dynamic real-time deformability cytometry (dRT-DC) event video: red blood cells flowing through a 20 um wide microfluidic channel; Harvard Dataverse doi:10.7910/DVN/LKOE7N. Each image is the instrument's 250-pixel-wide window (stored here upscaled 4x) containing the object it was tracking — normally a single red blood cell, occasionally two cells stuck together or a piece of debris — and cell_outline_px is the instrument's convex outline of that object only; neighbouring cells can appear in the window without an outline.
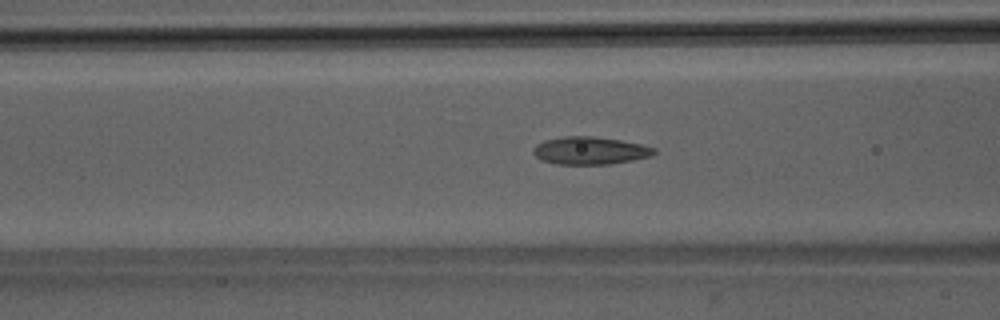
{"species": "Egyptian fruit bat (a non-hibernating species)", "species_latin": "Rousettus aegyptiacus", "temperature_condition": "room temperature", "stored_images_in_passage": 46, "camera_frame_rate_fps": 3000, "um_per_image_px": 0.085, "animal": {"sex": "male"}, "frame": {"image": 1, "passage_image": 16, "time_ms": 5.0, "image_size_px": [1000, 320], "cell_outline_px": [[656, 152], [652, 156], [612, 164], [556, 164], [540, 160], [532, 152], [532, 148], [536, 144], [544, 140], [564, 136], [592, 136], [620, 140], [640, 144], [656, 148]], "centroid_in_image_um": [50.13, 12.8], "position_along_channel_um": 116.5, "area_um2": 19.59}}
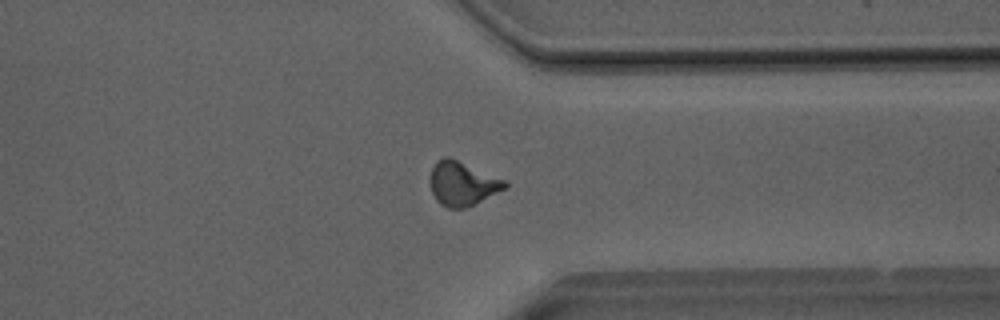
{"frame": {"image": 2, "passage_image": 35, "time_ms": 11.333, "image_size_px": [1000, 320], "cell_outline_px": [[508, 184], [504, 188], [464, 208], [448, 208], [440, 204], [436, 200], [432, 192], [432, 168], [436, 160], [444, 156], [448, 156], [508, 180]], "centroid_in_image_um": [39.31, 15.57], "position_along_channel_um": 372.1, "area_um2": 18.84}}
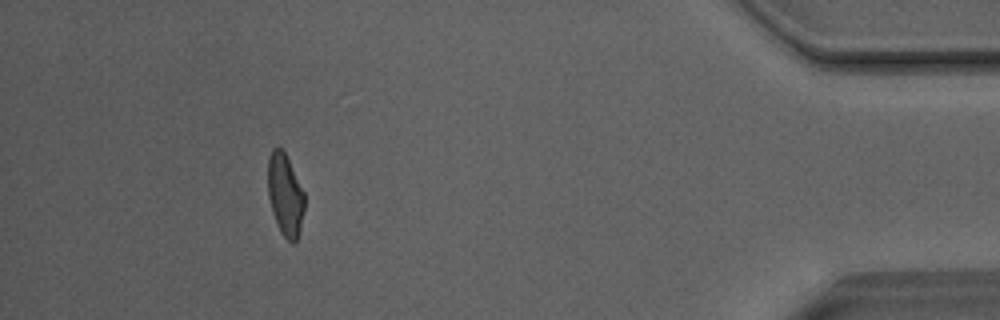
{"frame": {"image": 3, "passage_image": 42, "time_ms": 13.667, "image_size_px": [1000, 320], "cell_outline_px": [[304, 208], [300, 228], [296, 240], [292, 244], [280, 232], [272, 212], [268, 196], [268, 156], [272, 148], [280, 148], [284, 152], [304, 192]], "centroid_in_image_um": [24.22, 16.57], "position_along_channel_um": 411.0, "area_um2": 17.28}, "authors_computed_cell_mechanics": {"area_um2": 18.6116, "velocity_mm_per_s": 4.0643, "shape_relaxation_time_tau1_ms": 9.6815, "shape_relaxation_time_tau2_ms": 1.7473, "deformation_change_tau1": 0.2236, "deformation_change_tau2": 0.0905}}